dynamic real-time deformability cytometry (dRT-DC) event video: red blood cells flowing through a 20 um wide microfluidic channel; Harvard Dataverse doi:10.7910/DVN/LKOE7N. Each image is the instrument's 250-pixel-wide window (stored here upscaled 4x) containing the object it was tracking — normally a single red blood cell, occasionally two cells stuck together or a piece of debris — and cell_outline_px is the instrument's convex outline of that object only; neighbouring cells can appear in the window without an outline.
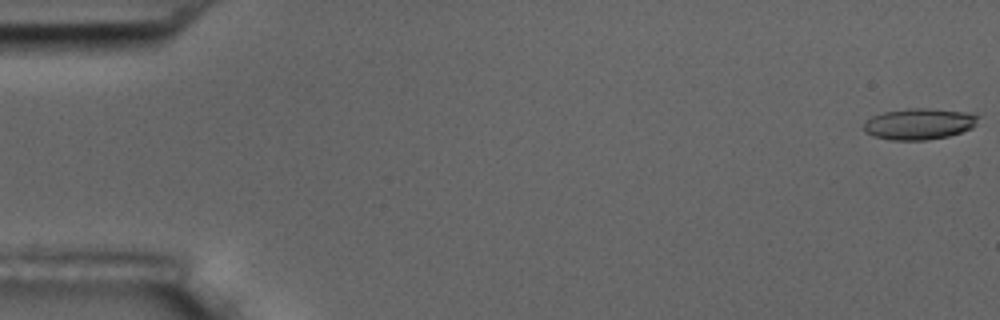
{"species": "common noctule bat (a hibernating species)", "species_latin": "Nyctalus noctula", "temperature_condition": "room temperature", "stored_images_in_passage": 6, "camera_frame_rate_fps": 3000, "um_per_image_px": 0.085, "animal": {"sex": "male", "body_mass_g": 17.5, "forearm_length_mm": 52.3}, "frame": {"image": 1, "passage_image": 1, "time_ms": 0.0, "image_size_px": [1000, 320], "cell_outline_px": [[980, 116], [976, 124], [972, 128], [948, 136], [924, 140], [892, 140], [872, 136], [864, 132], [864, 124], [872, 116], [884, 112], [908, 108], [928, 108], [968, 112]], "centroid_in_image_um": [78.13, 10.53], "position_along_channel_um": 6.9, "area_um2": 20.81}}
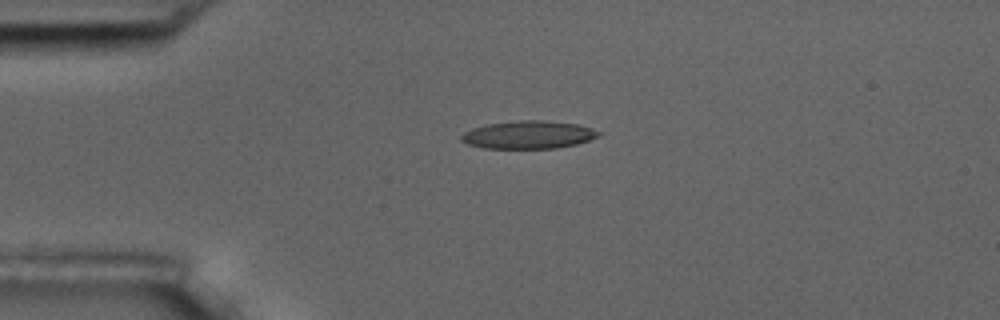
{"frame": {"image": 2, "passage_image": 5, "time_ms": 4.333, "image_size_px": [1000, 320], "cell_outline_px": [[604, 132], [600, 136], [576, 144], [556, 148], [484, 148], [468, 144], [460, 140], [460, 136], [464, 132], [472, 128], [488, 124], [520, 120], [544, 120], [576, 124], [592, 128]], "centroid_in_image_um": [44.94, 11.45], "position_along_channel_um": 40.1, "area_um2": 22.31}}